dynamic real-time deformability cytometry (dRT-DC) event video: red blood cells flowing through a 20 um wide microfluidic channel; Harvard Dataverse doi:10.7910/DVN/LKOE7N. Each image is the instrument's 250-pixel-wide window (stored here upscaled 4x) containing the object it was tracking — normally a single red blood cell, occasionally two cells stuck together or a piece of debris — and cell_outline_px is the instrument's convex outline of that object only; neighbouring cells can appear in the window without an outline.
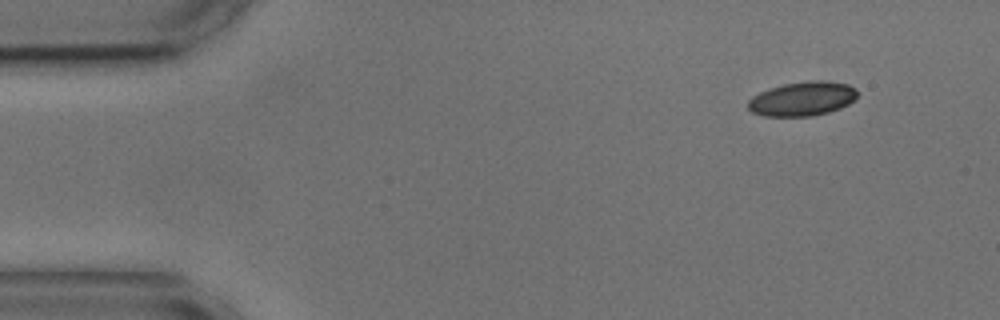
{"species": "common noctule bat (a hibernating species)", "species_latin": "Nyctalus noctula", "temperature_condition": "cold", "stored_images_in_passage": 4, "camera_frame_rate_fps": 3000, "um_per_image_px": 0.085, "animal": {"sex": "male", "body_mass_g": 17.9, "forearm_length_mm": 54.2}, "frame": {"image": 1, "passage_image": 1, "time_ms": 0.0, "image_size_px": [1000, 320], "cell_outline_px": [[856, 100], [840, 108], [828, 112], [812, 116], [764, 116], [752, 112], [748, 108], [748, 100], [752, 96], [760, 92], [784, 84], [808, 80], [828, 80], [848, 84], [856, 88]], "centroid_in_image_um": [68.22, 8.39], "position_along_channel_um": 16.8, "area_um2": 21.91}}
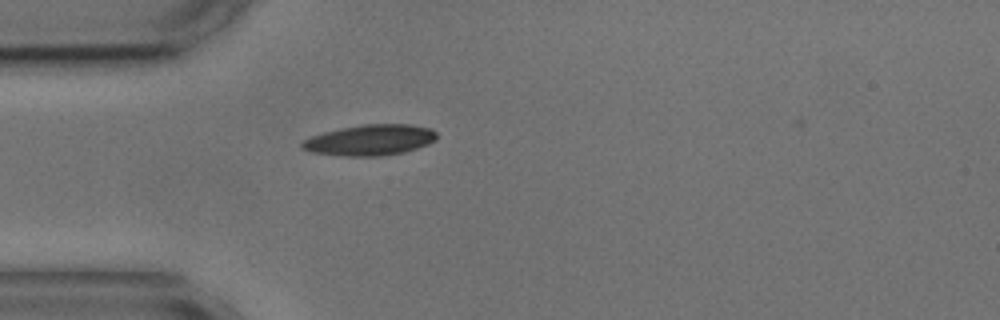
{"frame": {"image": 2, "passage_image": 3, "time_ms": 3.333, "image_size_px": [1000, 320], "cell_outline_px": [[436, 140], [428, 144], [404, 152], [380, 156], [340, 156], [312, 152], [300, 148], [300, 144], [304, 140], [312, 136], [324, 132], [364, 124], [408, 124], [428, 128], [436, 132]], "centroid_in_image_um": [31.44, 11.91], "position_along_channel_um": 53.6, "area_um2": 23.99}}